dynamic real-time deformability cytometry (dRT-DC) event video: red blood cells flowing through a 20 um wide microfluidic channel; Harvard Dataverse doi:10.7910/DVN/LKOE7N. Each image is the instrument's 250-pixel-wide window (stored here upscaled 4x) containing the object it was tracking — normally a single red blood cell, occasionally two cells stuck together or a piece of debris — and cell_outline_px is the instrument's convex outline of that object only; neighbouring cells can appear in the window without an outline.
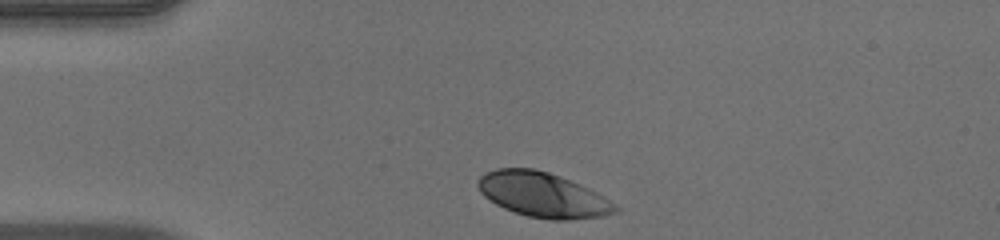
{"species": "human", "species_latin": "Homo sapiens", "temperature_condition": "warm", "stored_images_in_passage": 32, "camera_frame_rate_fps": 3000, "um_per_image_px": 0.085, "donor": {"sex": "male"}, "frame": {"image": 1, "passage_image": 1, "time_ms": 0.0, "image_size_px": [1000, 240], "cell_outline_px": [[620, 212], [604, 216], [568, 220], [548, 220], [528, 216], [504, 208], [496, 204], [484, 196], [480, 192], [476, 184], [476, 180], [484, 172], [496, 168], [532, 168], [548, 172], [560, 176], [580, 184], [604, 196], [616, 204], [620, 208]], "centroid_in_image_um": [46.15, 16.56], "position_along_channel_um": 38.9, "area_um2": 36.18}}
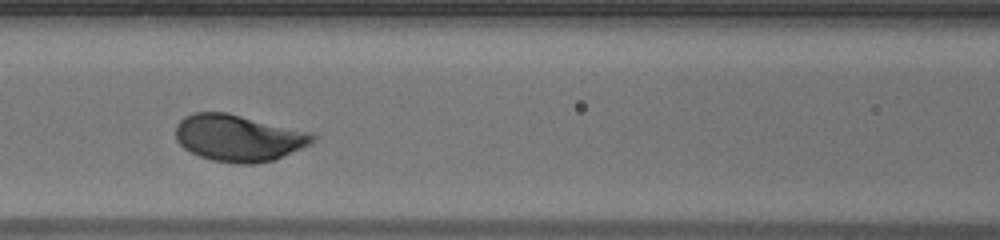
{"frame": {"image": 2, "passage_image": 12, "time_ms": 3.667, "image_size_px": [1000, 240], "cell_outline_px": [[316, 140], [312, 144], [272, 160], [256, 164], [236, 164], [212, 160], [200, 156], [184, 148], [176, 140], [176, 124], [184, 116], [192, 112], [228, 112], [312, 132], [316, 136]], "centroid_in_image_um": [20.28, 11.71], "position_along_channel_um": 146.3, "area_um2": 37.57}}
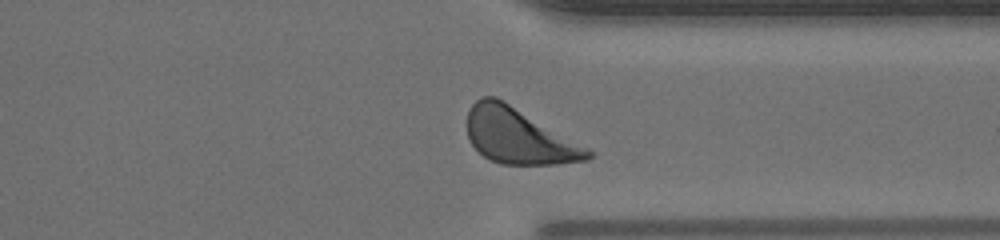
{"frame": {"image": 3, "passage_image": 29, "time_ms": 9.333, "image_size_px": [1000, 240], "cell_outline_px": [[592, 156], [588, 160], [556, 164], [500, 164], [484, 156], [468, 140], [468, 108], [476, 100], [484, 96], [496, 96], [588, 148], [592, 152]], "centroid_in_image_um": [44.07, 11.57], "position_along_channel_um": 367.3, "area_um2": 38.55}, "authors_computed_cell_mechanics": {"area_um2": 36.0961, "velocity_mm_per_s": 3.9084, "shape_relaxation_time_tau1_ms": 1.6721, "shape_relaxation_time_tau2_ms": 7.7007, "deformation_change_tau1": 0.1269, "deformation_change_tau2": 0.2324}}